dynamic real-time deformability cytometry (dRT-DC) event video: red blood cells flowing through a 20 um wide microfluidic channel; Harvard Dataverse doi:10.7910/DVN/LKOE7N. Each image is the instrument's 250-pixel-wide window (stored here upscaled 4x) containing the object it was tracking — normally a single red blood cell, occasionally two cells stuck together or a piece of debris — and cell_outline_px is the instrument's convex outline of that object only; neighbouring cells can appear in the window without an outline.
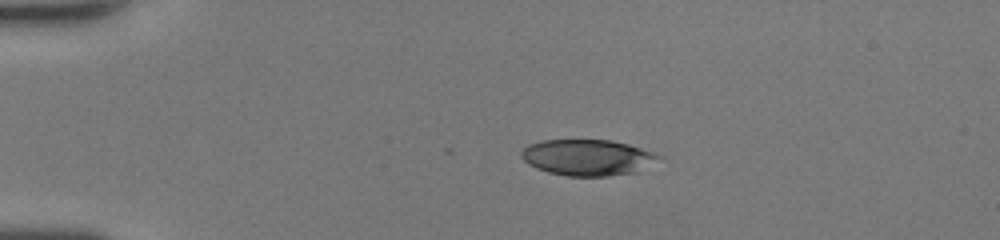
{"species": "human", "species_latin": "Homo sapiens", "temperature_condition": "room temperature", "stored_images_in_passage": 44, "camera_frame_rate_fps": 3000, "um_per_image_px": 0.085, "donor": {"sex": "female"}, "frame": {"image": 1, "passage_image": 7, "time_ms": 2.0, "image_size_px": [1000, 240], "cell_outline_px": [[664, 156], [636, 172], [608, 176], [568, 176], [548, 172], [536, 168], [528, 164], [520, 156], [520, 152], [528, 144], [540, 140], [608, 140], [628, 144]], "centroid_in_image_um": [49.9, 13.38], "position_along_channel_um": 35.1, "area_um2": 28.78}}
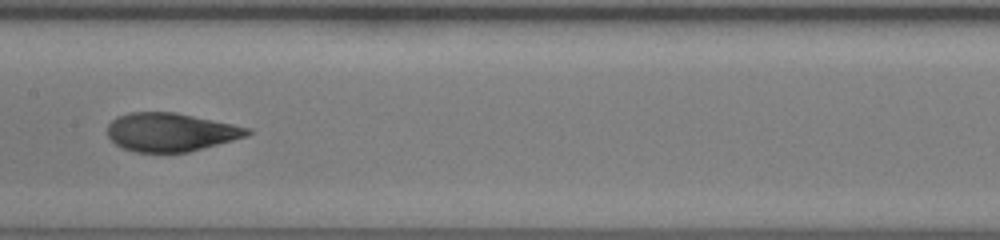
{"frame": {"image": 2, "passage_image": 22, "time_ms": 7.0, "image_size_px": [1000, 240], "cell_outline_px": [[252, 132], [248, 136], [188, 152], [136, 152], [124, 148], [116, 144], [108, 136], [108, 124], [116, 116], [128, 112], [176, 112], [252, 128]], "centroid_in_image_um": [14.52, 11.22], "position_along_channel_um": 192.9, "area_um2": 31.39}}
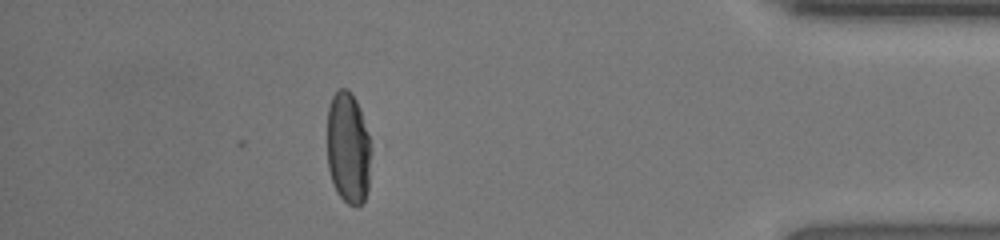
{"frame": {"image": 3, "passage_image": 39, "time_ms": 12.667, "image_size_px": [1000, 240], "cell_outline_px": [[372, 148], [368, 188], [364, 200], [356, 208], [348, 204], [336, 192], [332, 184], [328, 168], [328, 108], [332, 96], [340, 88], [348, 88], [356, 100], [360, 108]], "centroid_in_image_um": [29.61, 12.61], "position_along_channel_um": 405.6, "area_um2": 28.96}, "authors_computed_cell_mechanics": {"area_um2": 31.0675, "velocity_mm_per_s": 4.4472, "shape_relaxation_time_tau1_ms": 4.8197, "shape_relaxation_time_tau2_ms": 0.8114, "deformation_change_tau1": 0.1848, "deformation_change_tau2": 0.0703}}